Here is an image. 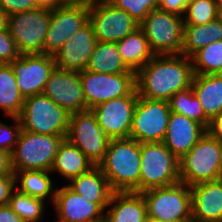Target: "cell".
<instances>
[{
  "label": "cell",
  "mask_w": 222,
  "mask_h": 222,
  "mask_svg": "<svg viewBox=\"0 0 222 222\" xmlns=\"http://www.w3.org/2000/svg\"><path fill=\"white\" fill-rule=\"evenodd\" d=\"M137 100L138 92L135 88L129 95L102 102L91 109L109 139L130 138Z\"/></svg>",
  "instance_id": "obj_14"
},
{
  "label": "cell",
  "mask_w": 222,
  "mask_h": 222,
  "mask_svg": "<svg viewBox=\"0 0 222 222\" xmlns=\"http://www.w3.org/2000/svg\"><path fill=\"white\" fill-rule=\"evenodd\" d=\"M24 97L21 95L16 76L10 64H0V110L5 116L18 117Z\"/></svg>",
  "instance_id": "obj_30"
},
{
  "label": "cell",
  "mask_w": 222,
  "mask_h": 222,
  "mask_svg": "<svg viewBox=\"0 0 222 222\" xmlns=\"http://www.w3.org/2000/svg\"><path fill=\"white\" fill-rule=\"evenodd\" d=\"M85 70L106 73H135L124 63L116 42H97Z\"/></svg>",
  "instance_id": "obj_28"
},
{
  "label": "cell",
  "mask_w": 222,
  "mask_h": 222,
  "mask_svg": "<svg viewBox=\"0 0 222 222\" xmlns=\"http://www.w3.org/2000/svg\"><path fill=\"white\" fill-rule=\"evenodd\" d=\"M50 19L51 8L40 6L8 16L7 29L21 55L44 53V39Z\"/></svg>",
  "instance_id": "obj_9"
},
{
  "label": "cell",
  "mask_w": 222,
  "mask_h": 222,
  "mask_svg": "<svg viewBox=\"0 0 222 222\" xmlns=\"http://www.w3.org/2000/svg\"><path fill=\"white\" fill-rule=\"evenodd\" d=\"M147 217L162 222H192V195L183 182L141 192Z\"/></svg>",
  "instance_id": "obj_4"
},
{
  "label": "cell",
  "mask_w": 222,
  "mask_h": 222,
  "mask_svg": "<svg viewBox=\"0 0 222 222\" xmlns=\"http://www.w3.org/2000/svg\"><path fill=\"white\" fill-rule=\"evenodd\" d=\"M222 178L219 141L207 132L180 159V181L187 186Z\"/></svg>",
  "instance_id": "obj_7"
},
{
  "label": "cell",
  "mask_w": 222,
  "mask_h": 222,
  "mask_svg": "<svg viewBox=\"0 0 222 222\" xmlns=\"http://www.w3.org/2000/svg\"><path fill=\"white\" fill-rule=\"evenodd\" d=\"M217 19V5L214 0H190L184 15V25H203Z\"/></svg>",
  "instance_id": "obj_34"
},
{
  "label": "cell",
  "mask_w": 222,
  "mask_h": 222,
  "mask_svg": "<svg viewBox=\"0 0 222 222\" xmlns=\"http://www.w3.org/2000/svg\"><path fill=\"white\" fill-rule=\"evenodd\" d=\"M54 215L69 222H103L105 211L89 199L73 192L65 183L56 190Z\"/></svg>",
  "instance_id": "obj_19"
},
{
  "label": "cell",
  "mask_w": 222,
  "mask_h": 222,
  "mask_svg": "<svg viewBox=\"0 0 222 222\" xmlns=\"http://www.w3.org/2000/svg\"><path fill=\"white\" fill-rule=\"evenodd\" d=\"M12 122L10 125L0 121V149L12 153L21 131V124L18 117L5 116Z\"/></svg>",
  "instance_id": "obj_36"
},
{
  "label": "cell",
  "mask_w": 222,
  "mask_h": 222,
  "mask_svg": "<svg viewBox=\"0 0 222 222\" xmlns=\"http://www.w3.org/2000/svg\"><path fill=\"white\" fill-rule=\"evenodd\" d=\"M116 0H87L86 4L88 6H99L113 4Z\"/></svg>",
  "instance_id": "obj_46"
},
{
  "label": "cell",
  "mask_w": 222,
  "mask_h": 222,
  "mask_svg": "<svg viewBox=\"0 0 222 222\" xmlns=\"http://www.w3.org/2000/svg\"><path fill=\"white\" fill-rule=\"evenodd\" d=\"M0 175H15L12 168L11 153L0 149Z\"/></svg>",
  "instance_id": "obj_42"
},
{
  "label": "cell",
  "mask_w": 222,
  "mask_h": 222,
  "mask_svg": "<svg viewBox=\"0 0 222 222\" xmlns=\"http://www.w3.org/2000/svg\"><path fill=\"white\" fill-rule=\"evenodd\" d=\"M21 54L18 51L15 40L11 37L8 29L0 31V64H9L19 58Z\"/></svg>",
  "instance_id": "obj_37"
},
{
  "label": "cell",
  "mask_w": 222,
  "mask_h": 222,
  "mask_svg": "<svg viewBox=\"0 0 222 222\" xmlns=\"http://www.w3.org/2000/svg\"><path fill=\"white\" fill-rule=\"evenodd\" d=\"M189 1L190 0H159V9L183 16Z\"/></svg>",
  "instance_id": "obj_40"
},
{
  "label": "cell",
  "mask_w": 222,
  "mask_h": 222,
  "mask_svg": "<svg viewBox=\"0 0 222 222\" xmlns=\"http://www.w3.org/2000/svg\"><path fill=\"white\" fill-rule=\"evenodd\" d=\"M217 7H221L222 6V0H214Z\"/></svg>",
  "instance_id": "obj_50"
},
{
  "label": "cell",
  "mask_w": 222,
  "mask_h": 222,
  "mask_svg": "<svg viewBox=\"0 0 222 222\" xmlns=\"http://www.w3.org/2000/svg\"><path fill=\"white\" fill-rule=\"evenodd\" d=\"M15 190V175H0V206L9 204L11 195Z\"/></svg>",
  "instance_id": "obj_39"
},
{
  "label": "cell",
  "mask_w": 222,
  "mask_h": 222,
  "mask_svg": "<svg viewBox=\"0 0 222 222\" xmlns=\"http://www.w3.org/2000/svg\"><path fill=\"white\" fill-rule=\"evenodd\" d=\"M194 75L189 57L182 54L154 55L136 73L138 96L169 101L176 92L192 86Z\"/></svg>",
  "instance_id": "obj_1"
},
{
  "label": "cell",
  "mask_w": 222,
  "mask_h": 222,
  "mask_svg": "<svg viewBox=\"0 0 222 222\" xmlns=\"http://www.w3.org/2000/svg\"><path fill=\"white\" fill-rule=\"evenodd\" d=\"M65 138L21 129L11 153L14 174L24 170L51 171L55 155Z\"/></svg>",
  "instance_id": "obj_3"
},
{
  "label": "cell",
  "mask_w": 222,
  "mask_h": 222,
  "mask_svg": "<svg viewBox=\"0 0 222 222\" xmlns=\"http://www.w3.org/2000/svg\"><path fill=\"white\" fill-rule=\"evenodd\" d=\"M140 192L180 182V160L163 142L141 143Z\"/></svg>",
  "instance_id": "obj_6"
},
{
  "label": "cell",
  "mask_w": 222,
  "mask_h": 222,
  "mask_svg": "<svg viewBox=\"0 0 222 222\" xmlns=\"http://www.w3.org/2000/svg\"><path fill=\"white\" fill-rule=\"evenodd\" d=\"M53 177L50 171H19L15 173L16 189L23 194L42 199L52 205L58 187Z\"/></svg>",
  "instance_id": "obj_26"
},
{
  "label": "cell",
  "mask_w": 222,
  "mask_h": 222,
  "mask_svg": "<svg viewBox=\"0 0 222 222\" xmlns=\"http://www.w3.org/2000/svg\"><path fill=\"white\" fill-rule=\"evenodd\" d=\"M25 98L43 93L46 82L56 68L53 55L24 54L9 63Z\"/></svg>",
  "instance_id": "obj_15"
},
{
  "label": "cell",
  "mask_w": 222,
  "mask_h": 222,
  "mask_svg": "<svg viewBox=\"0 0 222 222\" xmlns=\"http://www.w3.org/2000/svg\"><path fill=\"white\" fill-rule=\"evenodd\" d=\"M217 19L222 22V6L217 7Z\"/></svg>",
  "instance_id": "obj_47"
},
{
  "label": "cell",
  "mask_w": 222,
  "mask_h": 222,
  "mask_svg": "<svg viewBox=\"0 0 222 222\" xmlns=\"http://www.w3.org/2000/svg\"><path fill=\"white\" fill-rule=\"evenodd\" d=\"M207 132L202 124L171 112L163 143L180 160Z\"/></svg>",
  "instance_id": "obj_20"
},
{
  "label": "cell",
  "mask_w": 222,
  "mask_h": 222,
  "mask_svg": "<svg viewBox=\"0 0 222 222\" xmlns=\"http://www.w3.org/2000/svg\"><path fill=\"white\" fill-rule=\"evenodd\" d=\"M192 222H222V178L190 186Z\"/></svg>",
  "instance_id": "obj_21"
},
{
  "label": "cell",
  "mask_w": 222,
  "mask_h": 222,
  "mask_svg": "<svg viewBox=\"0 0 222 222\" xmlns=\"http://www.w3.org/2000/svg\"><path fill=\"white\" fill-rule=\"evenodd\" d=\"M169 105L171 112L182 114L206 128L209 126L210 119L205 115L192 87L176 92L169 100Z\"/></svg>",
  "instance_id": "obj_31"
},
{
  "label": "cell",
  "mask_w": 222,
  "mask_h": 222,
  "mask_svg": "<svg viewBox=\"0 0 222 222\" xmlns=\"http://www.w3.org/2000/svg\"><path fill=\"white\" fill-rule=\"evenodd\" d=\"M54 221L52 222H69V221H65V220H62L60 219L59 217L56 216V218L53 219Z\"/></svg>",
  "instance_id": "obj_49"
},
{
  "label": "cell",
  "mask_w": 222,
  "mask_h": 222,
  "mask_svg": "<svg viewBox=\"0 0 222 222\" xmlns=\"http://www.w3.org/2000/svg\"><path fill=\"white\" fill-rule=\"evenodd\" d=\"M222 40V22L218 19L203 25H184L181 54L191 57L210 43Z\"/></svg>",
  "instance_id": "obj_29"
},
{
  "label": "cell",
  "mask_w": 222,
  "mask_h": 222,
  "mask_svg": "<svg viewBox=\"0 0 222 222\" xmlns=\"http://www.w3.org/2000/svg\"><path fill=\"white\" fill-rule=\"evenodd\" d=\"M43 93L70 114L86 110L80 72L55 68L45 84Z\"/></svg>",
  "instance_id": "obj_17"
},
{
  "label": "cell",
  "mask_w": 222,
  "mask_h": 222,
  "mask_svg": "<svg viewBox=\"0 0 222 222\" xmlns=\"http://www.w3.org/2000/svg\"><path fill=\"white\" fill-rule=\"evenodd\" d=\"M8 14L0 7V31L7 28Z\"/></svg>",
  "instance_id": "obj_45"
},
{
  "label": "cell",
  "mask_w": 222,
  "mask_h": 222,
  "mask_svg": "<svg viewBox=\"0 0 222 222\" xmlns=\"http://www.w3.org/2000/svg\"><path fill=\"white\" fill-rule=\"evenodd\" d=\"M0 222H25L10 207L9 204L0 206Z\"/></svg>",
  "instance_id": "obj_43"
},
{
  "label": "cell",
  "mask_w": 222,
  "mask_h": 222,
  "mask_svg": "<svg viewBox=\"0 0 222 222\" xmlns=\"http://www.w3.org/2000/svg\"><path fill=\"white\" fill-rule=\"evenodd\" d=\"M116 43L124 63L135 73L154 56L150 50L148 40L140 28H137L134 32Z\"/></svg>",
  "instance_id": "obj_27"
},
{
  "label": "cell",
  "mask_w": 222,
  "mask_h": 222,
  "mask_svg": "<svg viewBox=\"0 0 222 222\" xmlns=\"http://www.w3.org/2000/svg\"><path fill=\"white\" fill-rule=\"evenodd\" d=\"M66 139L84 153L95 166L104 159L110 140L98 125L91 109L70 115Z\"/></svg>",
  "instance_id": "obj_10"
},
{
  "label": "cell",
  "mask_w": 222,
  "mask_h": 222,
  "mask_svg": "<svg viewBox=\"0 0 222 222\" xmlns=\"http://www.w3.org/2000/svg\"><path fill=\"white\" fill-rule=\"evenodd\" d=\"M80 81L88 110L102 102L129 95L136 88V73L106 74L83 70Z\"/></svg>",
  "instance_id": "obj_12"
},
{
  "label": "cell",
  "mask_w": 222,
  "mask_h": 222,
  "mask_svg": "<svg viewBox=\"0 0 222 222\" xmlns=\"http://www.w3.org/2000/svg\"><path fill=\"white\" fill-rule=\"evenodd\" d=\"M191 87L210 120L222 113V74H195Z\"/></svg>",
  "instance_id": "obj_25"
},
{
  "label": "cell",
  "mask_w": 222,
  "mask_h": 222,
  "mask_svg": "<svg viewBox=\"0 0 222 222\" xmlns=\"http://www.w3.org/2000/svg\"><path fill=\"white\" fill-rule=\"evenodd\" d=\"M89 22V6L85 2H69L51 8V19L44 39V54L54 55L80 28Z\"/></svg>",
  "instance_id": "obj_13"
},
{
  "label": "cell",
  "mask_w": 222,
  "mask_h": 222,
  "mask_svg": "<svg viewBox=\"0 0 222 222\" xmlns=\"http://www.w3.org/2000/svg\"><path fill=\"white\" fill-rule=\"evenodd\" d=\"M141 143L132 138L110 139L98 165L113 192H140Z\"/></svg>",
  "instance_id": "obj_2"
},
{
  "label": "cell",
  "mask_w": 222,
  "mask_h": 222,
  "mask_svg": "<svg viewBox=\"0 0 222 222\" xmlns=\"http://www.w3.org/2000/svg\"><path fill=\"white\" fill-rule=\"evenodd\" d=\"M70 115L66 109L41 93L24 99L18 118L21 129L28 132L66 137Z\"/></svg>",
  "instance_id": "obj_5"
},
{
  "label": "cell",
  "mask_w": 222,
  "mask_h": 222,
  "mask_svg": "<svg viewBox=\"0 0 222 222\" xmlns=\"http://www.w3.org/2000/svg\"><path fill=\"white\" fill-rule=\"evenodd\" d=\"M219 148H220V162L222 167V141H219Z\"/></svg>",
  "instance_id": "obj_48"
},
{
  "label": "cell",
  "mask_w": 222,
  "mask_h": 222,
  "mask_svg": "<svg viewBox=\"0 0 222 222\" xmlns=\"http://www.w3.org/2000/svg\"><path fill=\"white\" fill-rule=\"evenodd\" d=\"M97 42L94 29L88 22L53 55L56 68L76 72L85 70Z\"/></svg>",
  "instance_id": "obj_18"
},
{
  "label": "cell",
  "mask_w": 222,
  "mask_h": 222,
  "mask_svg": "<svg viewBox=\"0 0 222 222\" xmlns=\"http://www.w3.org/2000/svg\"><path fill=\"white\" fill-rule=\"evenodd\" d=\"M206 130L211 137L218 141H222V113L210 120L209 126Z\"/></svg>",
  "instance_id": "obj_41"
},
{
  "label": "cell",
  "mask_w": 222,
  "mask_h": 222,
  "mask_svg": "<svg viewBox=\"0 0 222 222\" xmlns=\"http://www.w3.org/2000/svg\"><path fill=\"white\" fill-rule=\"evenodd\" d=\"M66 185L73 192L89 199V202L97 203L104 211L113 193L99 166L92 167L88 172L73 178Z\"/></svg>",
  "instance_id": "obj_23"
},
{
  "label": "cell",
  "mask_w": 222,
  "mask_h": 222,
  "mask_svg": "<svg viewBox=\"0 0 222 222\" xmlns=\"http://www.w3.org/2000/svg\"><path fill=\"white\" fill-rule=\"evenodd\" d=\"M69 2H87V0H68Z\"/></svg>",
  "instance_id": "obj_52"
},
{
  "label": "cell",
  "mask_w": 222,
  "mask_h": 222,
  "mask_svg": "<svg viewBox=\"0 0 222 222\" xmlns=\"http://www.w3.org/2000/svg\"><path fill=\"white\" fill-rule=\"evenodd\" d=\"M145 222H162V221H158L152 218H147Z\"/></svg>",
  "instance_id": "obj_51"
},
{
  "label": "cell",
  "mask_w": 222,
  "mask_h": 222,
  "mask_svg": "<svg viewBox=\"0 0 222 222\" xmlns=\"http://www.w3.org/2000/svg\"><path fill=\"white\" fill-rule=\"evenodd\" d=\"M95 165L75 145L66 138L60 144L51 168L52 174L64 178L65 183L88 172Z\"/></svg>",
  "instance_id": "obj_24"
},
{
  "label": "cell",
  "mask_w": 222,
  "mask_h": 222,
  "mask_svg": "<svg viewBox=\"0 0 222 222\" xmlns=\"http://www.w3.org/2000/svg\"><path fill=\"white\" fill-rule=\"evenodd\" d=\"M147 207L141 192H113L104 222H145Z\"/></svg>",
  "instance_id": "obj_22"
},
{
  "label": "cell",
  "mask_w": 222,
  "mask_h": 222,
  "mask_svg": "<svg viewBox=\"0 0 222 222\" xmlns=\"http://www.w3.org/2000/svg\"><path fill=\"white\" fill-rule=\"evenodd\" d=\"M40 7L56 8L69 3L68 0H36Z\"/></svg>",
  "instance_id": "obj_44"
},
{
  "label": "cell",
  "mask_w": 222,
  "mask_h": 222,
  "mask_svg": "<svg viewBox=\"0 0 222 222\" xmlns=\"http://www.w3.org/2000/svg\"><path fill=\"white\" fill-rule=\"evenodd\" d=\"M190 59L194 74H222V40L208 44Z\"/></svg>",
  "instance_id": "obj_33"
},
{
  "label": "cell",
  "mask_w": 222,
  "mask_h": 222,
  "mask_svg": "<svg viewBox=\"0 0 222 222\" xmlns=\"http://www.w3.org/2000/svg\"><path fill=\"white\" fill-rule=\"evenodd\" d=\"M89 22L98 42H118L139 28L137 21L113 4L89 6Z\"/></svg>",
  "instance_id": "obj_16"
},
{
  "label": "cell",
  "mask_w": 222,
  "mask_h": 222,
  "mask_svg": "<svg viewBox=\"0 0 222 222\" xmlns=\"http://www.w3.org/2000/svg\"><path fill=\"white\" fill-rule=\"evenodd\" d=\"M113 5L141 23L152 10L159 9V0H116Z\"/></svg>",
  "instance_id": "obj_35"
},
{
  "label": "cell",
  "mask_w": 222,
  "mask_h": 222,
  "mask_svg": "<svg viewBox=\"0 0 222 222\" xmlns=\"http://www.w3.org/2000/svg\"><path fill=\"white\" fill-rule=\"evenodd\" d=\"M0 7L8 14L33 10L39 7L36 0H0Z\"/></svg>",
  "instance_id": "obj_38"
},
{
  "label": "cell",
  "mask_w": 222,
  "mask_h": 222,
  "mask_svg": "<svg viewBox=\"0 0 222 222\" xmlns=\"http://www.w3.org/2000/svg\"><path fill=\"white\" fill-rule=\"evenodd\" d=\"M154 55L181 54L184 35L183 16L161 9L152 10L139 23Z\"/></svg>",
  "instance_id": "obj_8"
},
{
  "label": "cell",
  "mask_w": 222,
  "mask_h": 222,
  "mask_svg": "<svg viewBox=\"0 0 222 222\" xmlns=\"http://www.w3.org/2000/svg\"><path fill=\"white\" fill-rule=\"evenodd\" d=\"M170 114L169 101L138 96L130 138L140 143L163 142Z\"/></svg>",
  "instance_id": "obj_11"
},
{
  "label": "cell",
  "mask_w": 222,
  "mask_h": 222,
  "mask_svg": "<svg viewBox=\"0 0 222 222\" xmlns=\"http://www.w3.org/2000/svg\"><path fill=\"white\" fill-rule=\"evenodd\" d=\"M47 204L44 200L23 194L17 189L9 201L12 210L25 222H42L44 216H47Z\"/></svg>",
  "instance_id": "obj_32"
}]
</instances>
